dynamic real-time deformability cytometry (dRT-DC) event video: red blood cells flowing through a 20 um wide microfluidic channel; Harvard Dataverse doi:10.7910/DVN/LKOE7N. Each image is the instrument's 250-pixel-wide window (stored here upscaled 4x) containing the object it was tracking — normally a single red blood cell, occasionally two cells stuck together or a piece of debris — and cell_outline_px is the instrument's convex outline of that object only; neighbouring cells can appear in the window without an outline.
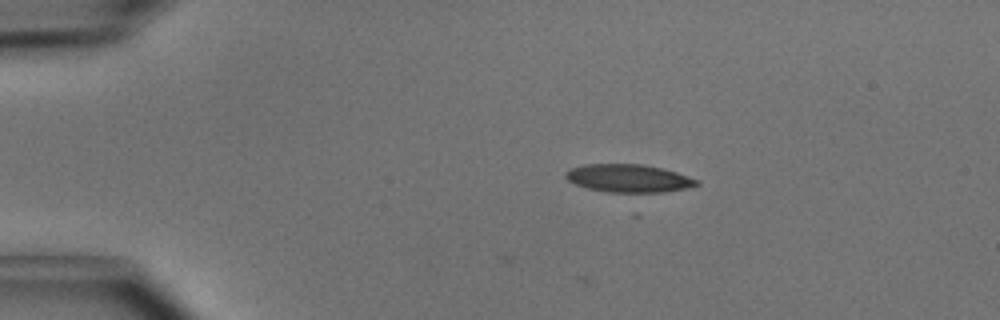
{"species": "common noctule bat (a hibernating species)", "species_latin": "Nyctalus noctula", "temperature_condition": "cold", "stored_images_in_passage": 37, "camera_frame_rate_fps": 3000, "um_per_image_px": 0.085, "animal": {"sex": "male", "body_mass_g": 15.6}, "frame": {"image": 1, "passage_image": 1, "time_ms": 0.0, "image_size_px": [1000, 320], "cell_outline_px": [[700, 184], [684, 188], [664, 192], [636, 196], [608, 192], [588, 188], [576, 184], [568, 180], [564, 176], [564, 172], [568, 168], [584, 164], [640, 164], [664, 168], [700, 180]], "centroid_in_image_um": [53.43, 15.19], "position_along_channel_um": 31.6, "area_um2": 22.2}}
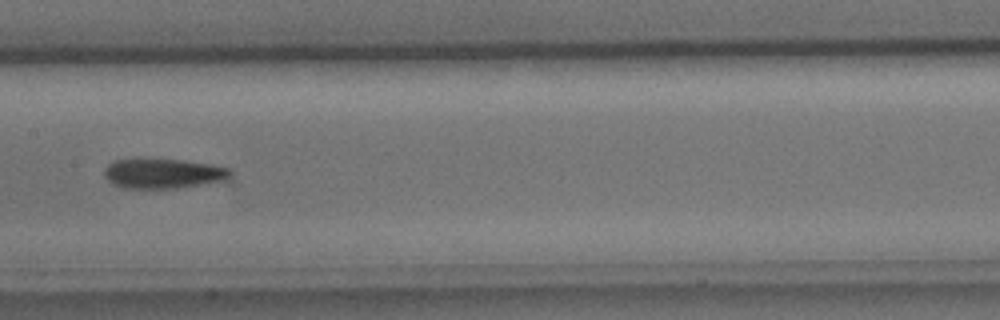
{"frame": {"image": 2, "passage_image": 17, "time_ms": 5.333, "image_size_px": [1000, 320], "cell_outline_px": [[232, 184], [176, 188], [124, 188], [112, 184], [104, 176], [104, 168], [112, 160], [184, 160], [212, 164], [228, 168], [232, 172]], "centroid_in_image_um": [14.08, 14.79], "position_along_channel_um": 193.3, "area_um2": 22.83}}
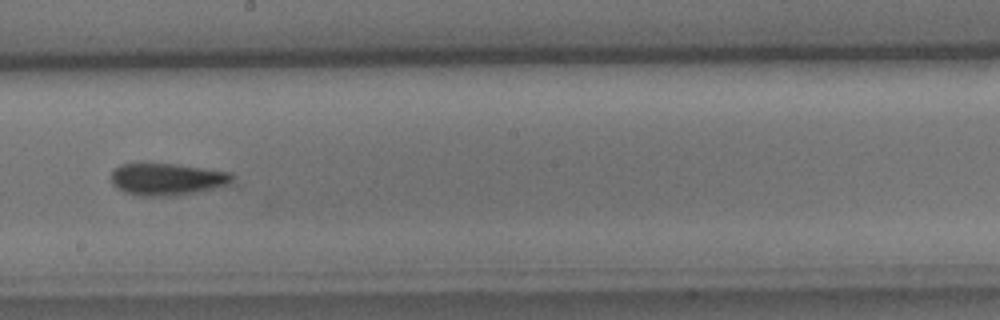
{"frame": {"image": 3, "passage_image": 20, "time_ms": 6.333, "image_size_px": [1000, 320], "cell_outline_px": [[240, 188], [176, 196], [140, 196], [124, 192], [116, 188], [112, 184], [112, 172], [120, 164], [172, 164], [232, 172], [240, 184]], "centroid_in_image_um": [14.51, 15.29], "position_along_channel_um": 233.7, "area_um2": 24.1}, "authors_computed_cell_mechanics": {"area_um2": 23.0044, "velocity_mm_per_s": 4.0657, "shape_relaxation_time_tau1_ms": null, "shape_relaxation_time_tau2_ms": 3.427, "deformation_change_tau1": null, "deformation_change_tau2": 0.1075}}